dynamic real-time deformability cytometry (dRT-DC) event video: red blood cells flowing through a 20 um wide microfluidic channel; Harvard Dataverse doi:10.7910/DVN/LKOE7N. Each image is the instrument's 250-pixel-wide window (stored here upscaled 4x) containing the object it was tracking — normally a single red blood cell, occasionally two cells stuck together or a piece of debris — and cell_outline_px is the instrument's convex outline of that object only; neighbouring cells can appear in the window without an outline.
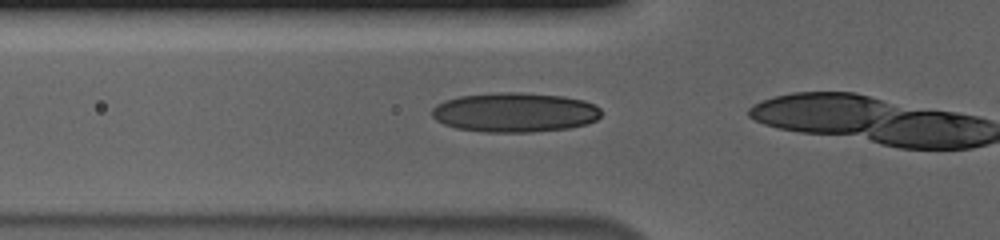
{"species": "human", "species_latin": "Homo sapiens", "temperature_condition": "cold", "stored_images_in_passage": 17, "camera_frame_rate_fps": 3000, "um_per_image_px": 0.085, "donor": {"sex": "male"}, "frame": {"image": 1, "passage_image": 16, "time_ms": 5.0, "image_size_px": [1000, 240], "cell_outline_px": [[600, 116], [596, 120], [588, 124], [568, 128], [532, 132], [484, 132], [456, 128], [444, 124], [436, 120], [432, 116], [432, 108], [436, 104], [444, 100], [460, 96], [500, 92], [524, 92], [564, 96], [584, 100], [600, 108]], "centroid_in_image_um": [43.75, 9.55], "position_along_channel_um": 82.1, "area_um2": 39.19}}